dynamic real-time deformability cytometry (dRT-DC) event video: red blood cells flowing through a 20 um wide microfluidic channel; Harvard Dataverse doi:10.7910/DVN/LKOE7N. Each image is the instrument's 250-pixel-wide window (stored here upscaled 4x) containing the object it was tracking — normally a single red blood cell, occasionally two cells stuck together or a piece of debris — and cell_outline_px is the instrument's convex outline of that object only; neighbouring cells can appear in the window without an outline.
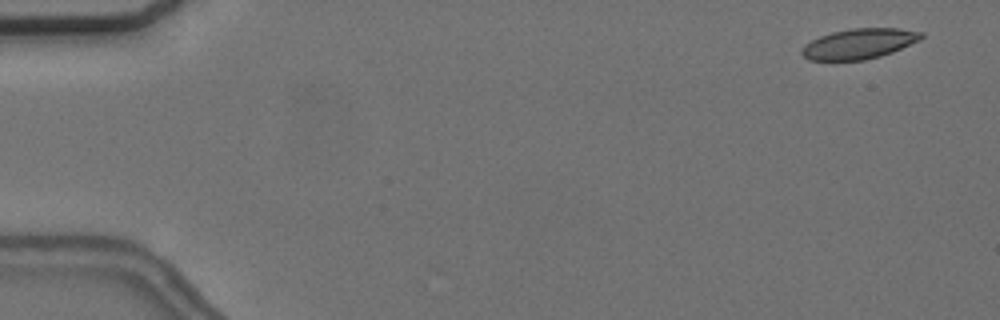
{"species": "common noctule bat (a hibernating species)", "species_latin": "Nyctalus noctula", "temperature_condition": "cold", "stored_images_in_passage": 7, "camera_frame_rate_fps": 3000, "um_per_image_px": 0.085, "animal": {"sex": "female", "body_mass_g": 24.6, "forearm_length_mm": 56.2}, "frame": {"image": 1, "passage_image": 3, "time_ms": 0.667, "image_size_px": [1000, 320], "cell_outline_px": [[924, 36], [920, 40], [892, 52], [880, 56], [864, 60], [808, 60], [800, 52], [800, 48], [804, 44], [820, 36], [832, 32], [852, 28], [900, 28], [924, 32]], "centroid_in_image_um": [73.02, 3.71], "position_along_channel_um": 12.0, "area_um2": 21.15}}